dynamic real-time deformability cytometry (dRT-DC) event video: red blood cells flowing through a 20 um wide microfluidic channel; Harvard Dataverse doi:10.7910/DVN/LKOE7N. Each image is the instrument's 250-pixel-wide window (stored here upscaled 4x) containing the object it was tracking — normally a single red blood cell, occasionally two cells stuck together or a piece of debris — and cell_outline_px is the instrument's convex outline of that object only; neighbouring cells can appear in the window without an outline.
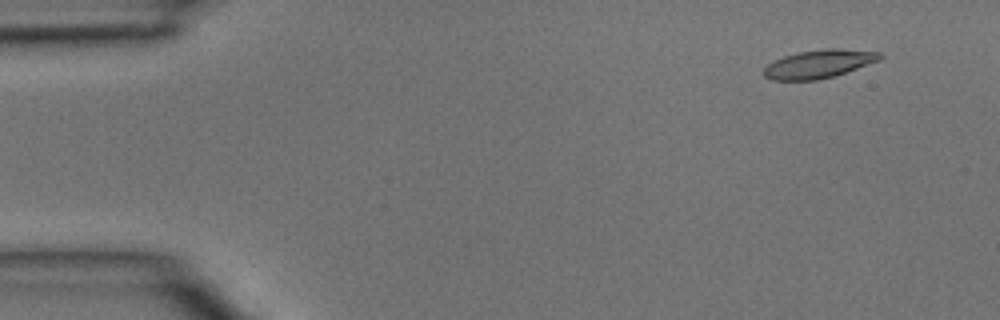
{"species": "common noctule bat (a hibernating species)", "species_latin": "Nyctalus noctula", "temperature_condition": "room temperature", "stored_images_in_passage": 4, "camera_frame_rate_fps": 3000, "um_per_image_px": 0.085, "animal": {"sex": "male", "body_mass_g": 15.6}, "frame": {"image": 1, "passage_image": 2, "time_ms": 0.333, "image_size_px": [1000, 320], "cell_outline_px": [[884, 56], [880, 60], [832, 76], [816, 80], [772, 80], [764, 76], [764, 68], [768, 64], [784, 56], [796, 52], [828, 48], [836, 48], [880, 52]], "centroid_in_image_um": [69.6, 5.42], "position_along_channel_um": 15.4, "area_um2": 18.9}}